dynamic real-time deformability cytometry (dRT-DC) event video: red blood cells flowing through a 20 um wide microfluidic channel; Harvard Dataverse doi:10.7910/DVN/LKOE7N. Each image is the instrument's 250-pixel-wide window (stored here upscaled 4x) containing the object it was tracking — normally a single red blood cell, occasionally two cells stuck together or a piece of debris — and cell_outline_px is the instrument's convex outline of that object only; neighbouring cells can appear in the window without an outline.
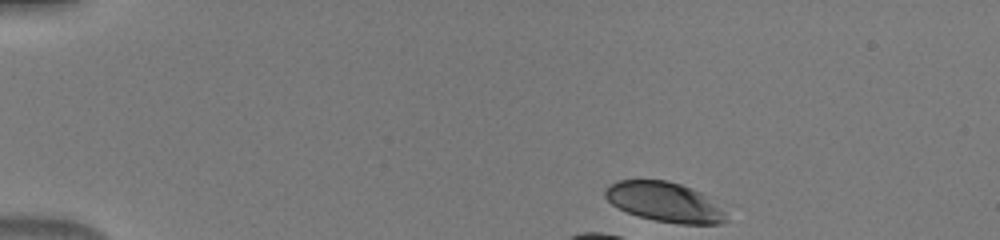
{"species": "human", "species_latin": "Homo sapiens", "temperature_condition": "warm", "stored_images_in_passage": 3, "camera_frame_rate_fps": 3000, "um_per_image_px": 0.085, "donor": {"sex": "male"}, "frame": {"image": 1, "passage_image": 1, "time_ms": 0.0, "image_size_px": [1000, 240], "cell_outline_px": [[728, 220], [720, 224], [680, 224], [656, 220], [640, 216], [628, 212], [612, 204], [604, 196], [604, 192], [608, 184], [620, 180], [668, 180], [692, 188], [700, 192], [724, 212]], "centroid_in_image_um": [56.46, 17.16], "position_along_channel_um": 28.5, "area_um2": 27.63}}